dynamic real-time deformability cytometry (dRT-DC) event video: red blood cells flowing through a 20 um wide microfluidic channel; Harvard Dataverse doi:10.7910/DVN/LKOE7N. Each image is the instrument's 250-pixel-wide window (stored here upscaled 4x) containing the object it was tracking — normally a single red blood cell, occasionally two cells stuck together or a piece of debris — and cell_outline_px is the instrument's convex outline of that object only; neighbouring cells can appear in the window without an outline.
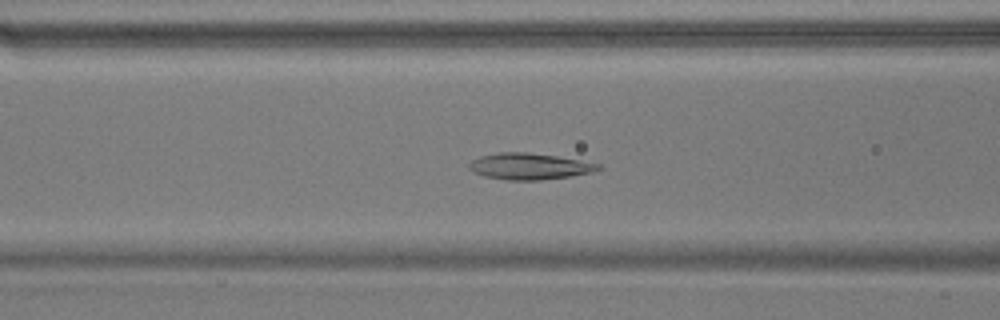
{"species": "common noctule bat (a hibernating species)", "species_latin": "Nyctalus noctula", "temperature_condition": "warm", "stored_images_in_passage": 54, "camera_frame_rate_fps": 3000, "um_per_image_px": 0.085, "animal": {"sex": "male", "body_mass_g": 17.9}, "frame": {"image": 1, "passage_image": 21, "time_ms": 6.667, "image_size_px": [1000, 320], "cell_outline_px": [[604, 168], [592, 172], [572, 176], [540, 180], [508, 180], [484, 176], [468, 168], [468, 164], [472, 160], [480, 156], [496, 152], [528, 152], [556, 156], [580, 160], [600, 164]], "centroid_in_image_um": [45.01, 14.13], "position_along_channel_um": 121.6, "area_um2": 19.88}}
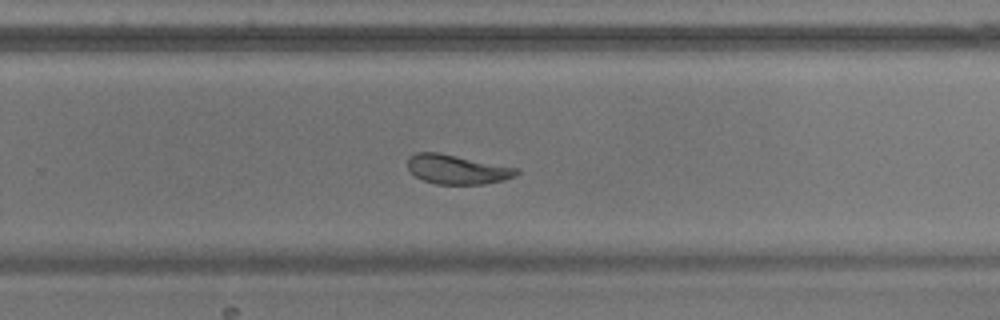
{"frame": {"image": 2, "passage_image": 35, "time_ms": 11.333, "image_size_px": [1000, 320], "cell_outline_px": [[520, 172], [516, 176], [504, 180], [484, 184], [436, 184], [424, 180], [416, 176], [408, 168], [408, 156], [416, 152], [436, 152], [516, 168]], "centroid_in_image_um": [38.83, 14.4], "position_along_channel_um": 291.0, "area_um2": 18.32}}
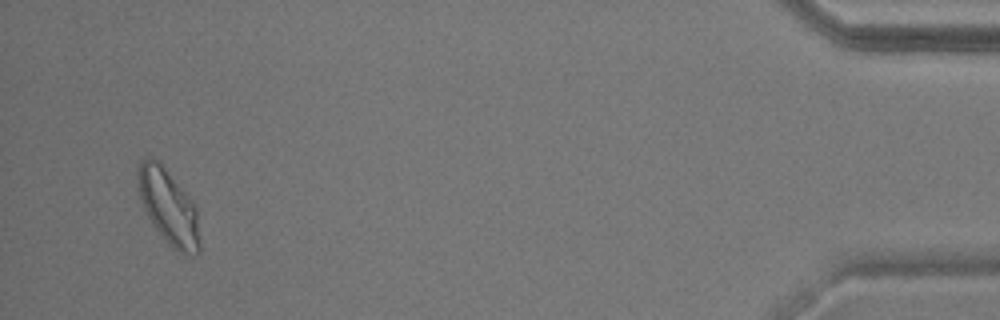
{"frame": {"image": 3, "passage_image": 52, "time_ms": 17.0, "image_size_px": [1000, 320], "cell_outline_px": [[200, 252], [192, 256], [180, 252], [172, 248], [152, 224], [140, 200], [140, 160], [148, 156], [156, 160], [164, 168], [192, 200], [196, 208], [200, 240]], "centroid_in_image_um": [14.37, 17.66], "position_along_channel_um": 420.8, "area_um2": 26.3}, "authors_computed_cell_mechanics": {"area_um2": 21.4438, "velocity_mm_per_s": 3.6396, "shape_relaxation_time_tau1_ms": 9.1705, "shape_relaxation_time_tau2_ms": 1.7369, "deformation_change_tau1": 0.1808, "deformation_change_tau2": 0.0749}}